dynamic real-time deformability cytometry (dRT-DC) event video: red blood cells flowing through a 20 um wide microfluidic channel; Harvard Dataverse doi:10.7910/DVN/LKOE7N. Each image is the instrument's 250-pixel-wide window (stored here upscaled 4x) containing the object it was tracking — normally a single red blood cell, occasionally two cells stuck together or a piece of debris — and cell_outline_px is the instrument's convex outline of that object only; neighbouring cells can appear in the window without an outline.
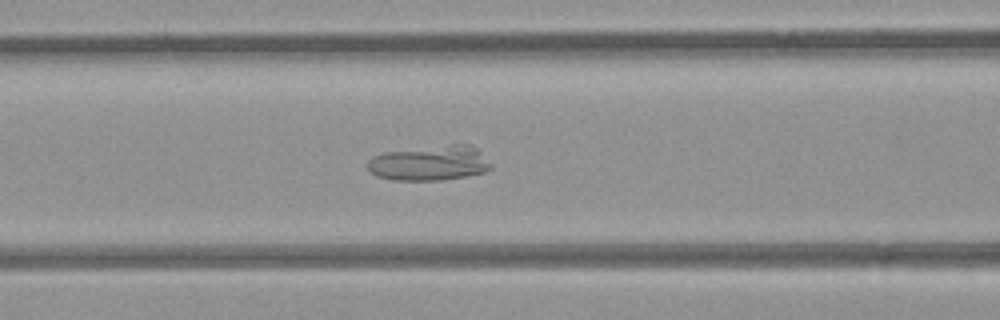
{"species": "common noctule bat (a hibernating species)", "species_latin": "Nyctalus noctula", "temperature_condition": "room temperature", "stored_images_in_passage": 54, "camera_frame_rate_fps": 3000, "um_per_image_px": 0.085, "animal": {"sex": "female", "body_mass_g": 21.9}, "frame": {"image": 1, "passage_image": 23, "time_ms": 7.333, "image_size_px": [1000, 320], "cell_outline_px": [[492, 168], [488, 172], [468, 176], [440, 180], [392, 180], [376, 176], [368, 168], [368, 160], [372, 156], [384, 152], [452, 144], [472, 144], [492, 164]], "centroid_in_image_um": [36.56, 13.87], "position_along_channel_um": 130.0, "area_um2": 25.32}}
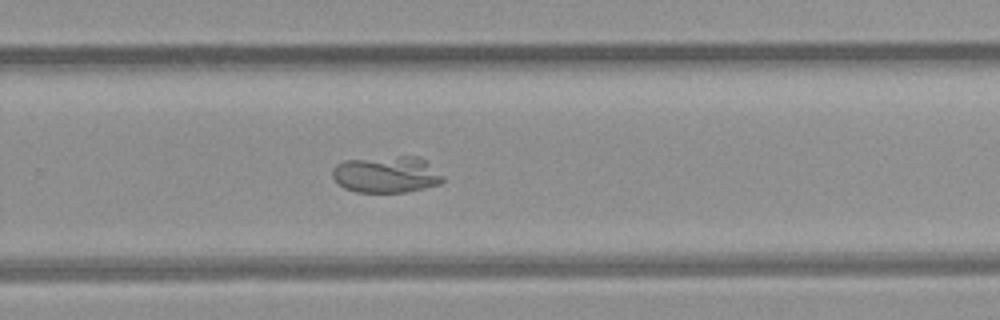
{"frame": {"image": 2, "passage_image": 36, "time_ms": 11.667, "image_size_px": [1000, 320], "cell_outline_px": [[444, 180], [440, 184], [424, 188], [404, 192], [356, 192], [344, 188], [336, 184], [332, 176], [332, 168], [336, 164], [344, 160], [400, 156], [416, 156], [424, 160], [444, 176]], "centroid_in_image_um": [32.81, 14.84], "position_along_channel_um": 297.0, "area_um2": 23.7}}
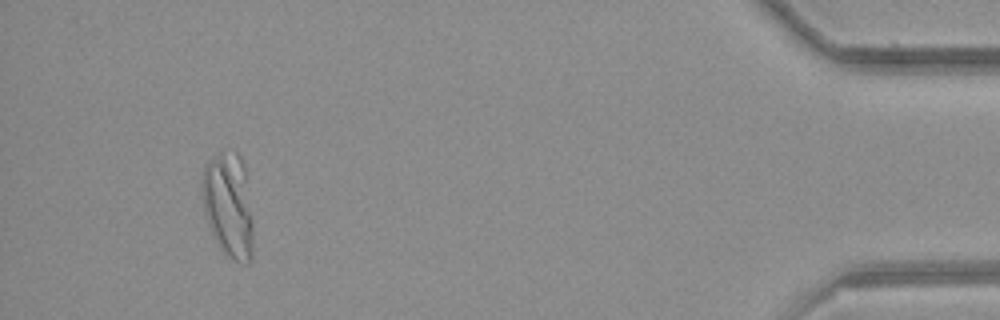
{"frame": {"image": 3, "passage_image": 51, "time_ms": 16.667, "image_size_px": [1000, 320], "cell_outline_px": [[252, 256], [248, 264], [244, 264], [232, 260], [220, 248], [208, 224], [204, 212], [204, 164], [220, 152], [236, 152], [240, 156], [244, 164], [252, 220]], "centroid_in_image_um": [19.45, 17.47], "position_along_channel_um": 415.8, "area_um2": 30.63}, "authors_computed_cell_mechanics": {"area_um2": 25.4609, "velocity_mm_per_s": 3.8578, "shape_relaxation_time_tau1_ms": 3.8867, "shape_relaxation_time_tau2_ms": null, "deformation_change_tau1": 0.1221, "deformation_change_tau2": null}}